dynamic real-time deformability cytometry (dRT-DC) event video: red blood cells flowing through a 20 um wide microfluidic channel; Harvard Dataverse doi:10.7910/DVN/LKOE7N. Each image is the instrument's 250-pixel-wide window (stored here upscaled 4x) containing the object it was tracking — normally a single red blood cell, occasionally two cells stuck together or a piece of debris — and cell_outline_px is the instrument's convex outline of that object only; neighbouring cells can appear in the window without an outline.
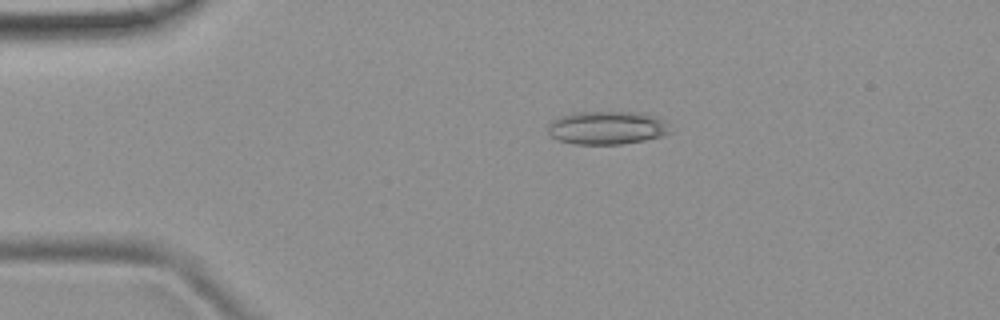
{"species": "common noctule bat (a hibernating species)", "species_latin": "Nyctalus noctula", "temperature_condition": "room temperature", "stored_images_in_passage": 43, "camera_frame_rate_fps": 3000, "um_per_image_px": 0.085, "animal": {"sex": "female", "body_mass_g": 19.9}, "frame": {"image": 1, "passage_image": 2, "time_ms": 0.333, "image_size_px": [1000, 320], "cell_outline_px": [[672, 132], [664, 136], [644, 140], [620, 144], [572, 144], [556, 140], [548, 136], [548, 124], [552, 120], [560, 116], [572, 112], [644, 112], [660, 120]], "centroid_in_image_um": [51.51, 10.87], "position_along_channel_um": 33.5, "area_um2": 23.81}}
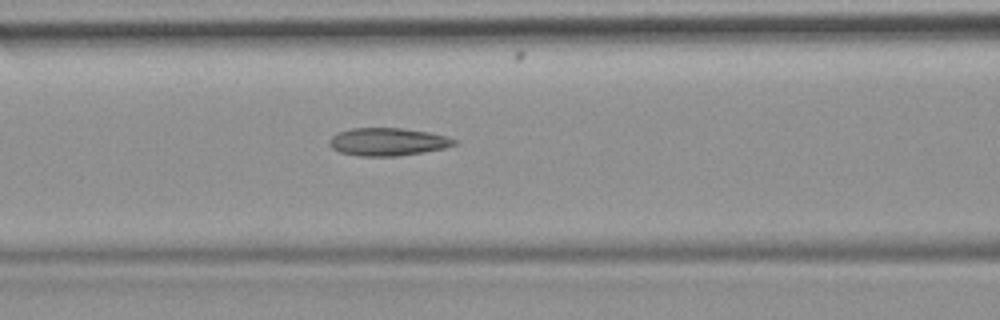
{"frame": {"image": 2, "passage_image": 13, "time_ms": 4.0, "image_size_px": [1000, 320], "cell_outline_px": [[456, 144], [444, 148], [424, 152], [396, 156], [360, 156], [340, 152], [332, 148], [328, 144], [328, 140], [336, 132], [352, 128], [404, 128], [428, 132], [444, 136], [456, 140]], "centroid_in_image_um": [32.91, 12.05], "position_along_channel_um": 133.7, "area_um2": 20.23}}
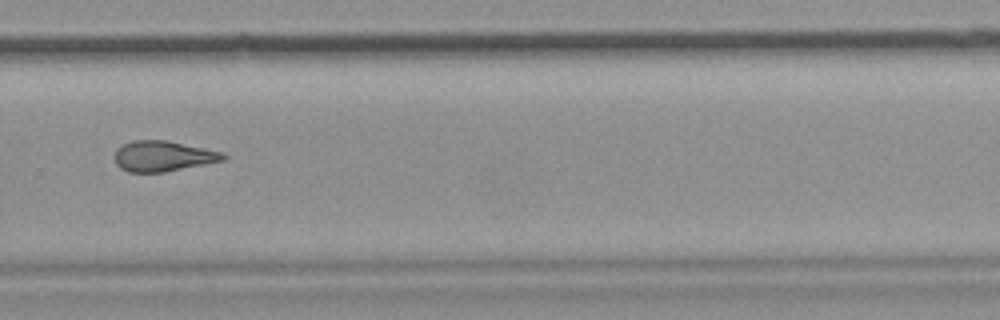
{"frame": {"image": 3, "passage_image": 27, "time_ms": 8.667, "image_size_px": [1000, 320], "cell_outline_px": [[228, 156], [224, 160], [164, 172], [128, 172], [120, 168], [116, 164], [116, 148], [132, 140], [164, 140], [224, 152]], "centroid_in_image_um": [13.86, 13.27], "position_along_channel_um": 315.9, "area_um2": 19.13}, "authors_computed_cell_mechanics": {"area_um2": 19.7676, "velocity_mm_per_s": 3.915, "shape_relaxation_time_tau1_ms": null, "shape_relaxation_time_tau2_ms": 2.5447, "deformation_change_tau1": null, "deformation_change_tau2": 0.1129}}